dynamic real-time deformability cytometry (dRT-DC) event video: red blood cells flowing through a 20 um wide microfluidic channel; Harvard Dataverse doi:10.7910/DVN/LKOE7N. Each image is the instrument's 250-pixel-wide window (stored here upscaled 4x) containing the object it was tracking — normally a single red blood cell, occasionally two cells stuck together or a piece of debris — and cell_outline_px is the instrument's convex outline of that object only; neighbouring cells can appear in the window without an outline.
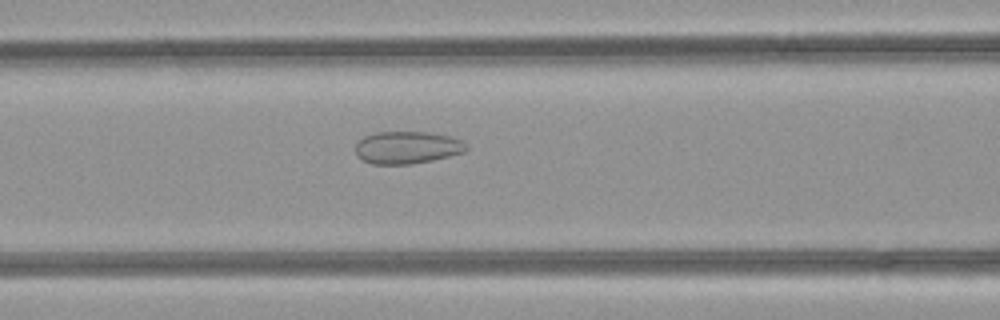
{"species": "common noctule bat (a hibernating species)", "species_latin": "Nyctalus noctula", "temperature_condition": "room temperature", "stored_images_in_passage": 50, "camera_frame_rate_fps": 3000, "um_per_image_px": 0.085, "animal": {"sex": "female", "body_mass_g": 21.9}, "frame": {"image": 1, "passage_image": 21, "time_ms": 6.667, "image_size_px": [1000, 320], "cell_outline_px": [[468, 148], [464, 152], [432, 160], [408, 164], [372, 164], [356, 156], [356, 144], [364, 136], [376, 132], [428, 132], [448, 136], [460, 140], [468, 144]], "centroid_in_image_um": [34.6, 12.53], "position_along_channel_um": 132.0, "area_um2": 20.81}}
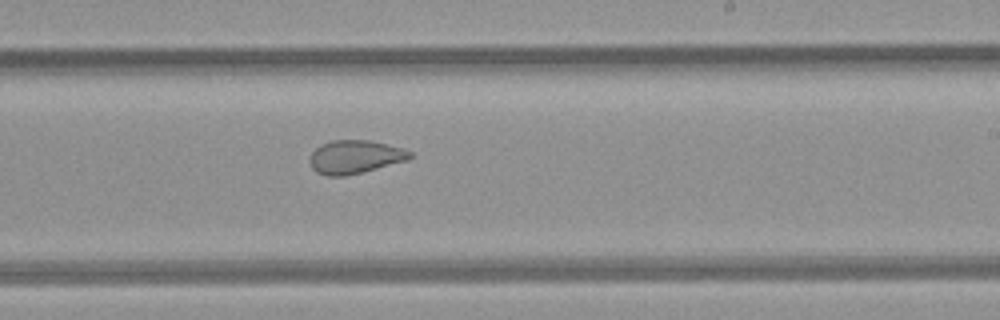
{"frame": {"image": 2, "passage_image": 30, "time_ms": 9.667, "image_size_px": [1000, 320], "cell_outline_px": [[412, 156], [408, 160], [344, 176], [328, 176], [316, 172], [312, 168], [308, 160], [308, 156], [320, 144], [332, 140], [368, 140], [404, 148], [412, 152]], "centroid_in_image_um": [30.14, 13.33], "position_along_channel_um": 258.9, "area_um2": 19.48}}
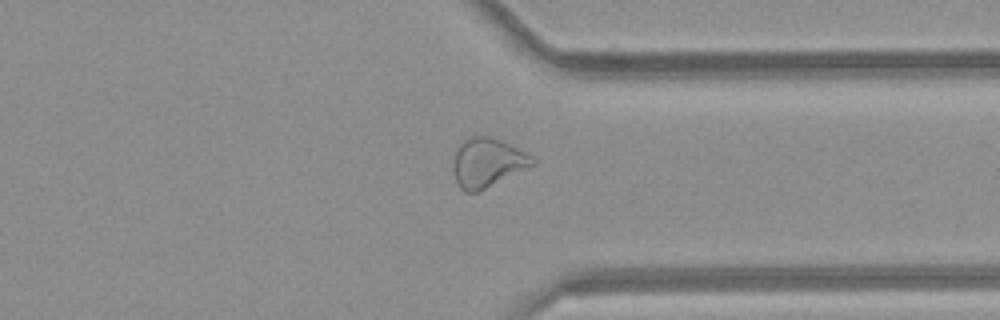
{"frame": {"image": 3, "passage_image": 38, "time_ms": 12.333, "image_size_px": [1000, 320], "cell_outline_px": [[536, 164], [476, 192], [464, 192], [460, 188], [456, 180], [452, 168], [452, 156], [456, 144], [472, 136], [492, 136], [532, 156], [536, 160]], "centroid_in_image_um": [41.36, 13.8], "position_along_channel_um": 370.0, "area_um2": 22.72}, "authors_computed_cell_mechanics": {"area_um2": 25.5765, "velocity_mm_per_s": 4.2217, "shape_relaxation_time_tau1_ms": null, "shape_relaxation_time_tau2_ms": 1.1546, "deformation_change_tau1": null, "deformation_change_tau2": 0.0729}}